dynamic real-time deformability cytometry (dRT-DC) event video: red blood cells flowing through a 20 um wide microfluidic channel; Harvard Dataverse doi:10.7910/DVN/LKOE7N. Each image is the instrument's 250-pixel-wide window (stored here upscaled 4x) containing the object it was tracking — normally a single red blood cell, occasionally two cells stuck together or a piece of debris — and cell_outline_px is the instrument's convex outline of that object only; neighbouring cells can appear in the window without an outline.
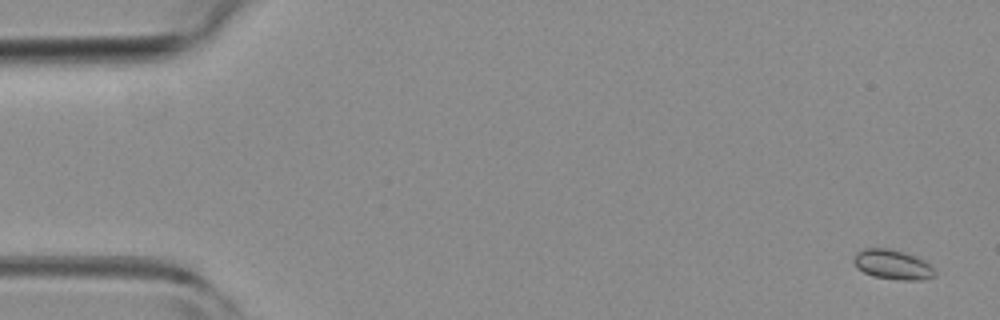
{"species": "common noctule bat (a hibernating species)", "species_latin": "Nyctalus noctula", "temperature_condition": "room temperature", "stored_images_in_passage": 49, "camera_frame_rate_fps": 3000, "um_per_image_px": 0.085, "animal": {"sex": "female", "body_mass_g": 19.3, "forearm_length_mm": 54.1}, "frame": {"image": 1, "passage_image": 2, "time_ms": 0.333, "image_size_px": [1000, 320], "cell_outline_px": [[936, 276], [920, 280], [900, 280], [872, 276], [856, 268], [852, 260], [856, 252], [864, 248], [888, 248], [904, 252], [916, 256], [924, 260], [936, 272]], "centroid_in_image_um": [75.84, 22.48], "position_along_channel_um": 9.2, "area_um2": 14.16}}
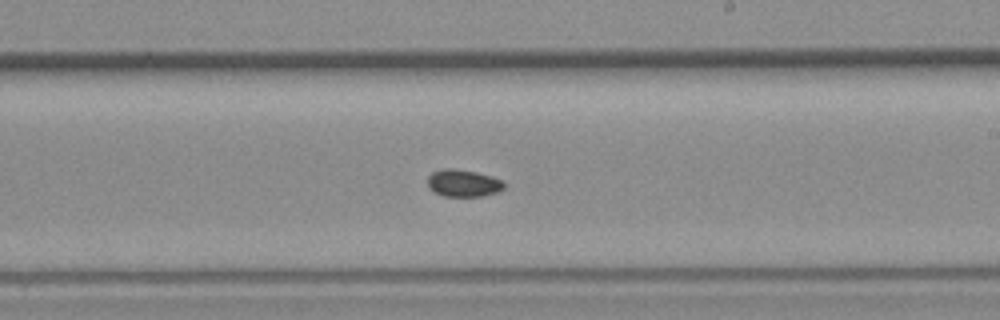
{"frame": {"image": 2, "passage_image": 29, "time_ms": 9.333, "image_size_px": [1000, 320], "cell_outline_px": [[504, 188], [496, 192], [484, 196], [444, 196], [432, 192], [428, 188], [428, 176], [432, 172], [444, 168], [452, 168], [476, 172], [492, 176], [504, 180]], "centroid_in_image_um": [39.36, 15.57], "position_along_channel_um": 249.6, "area_um2": 12.25}}
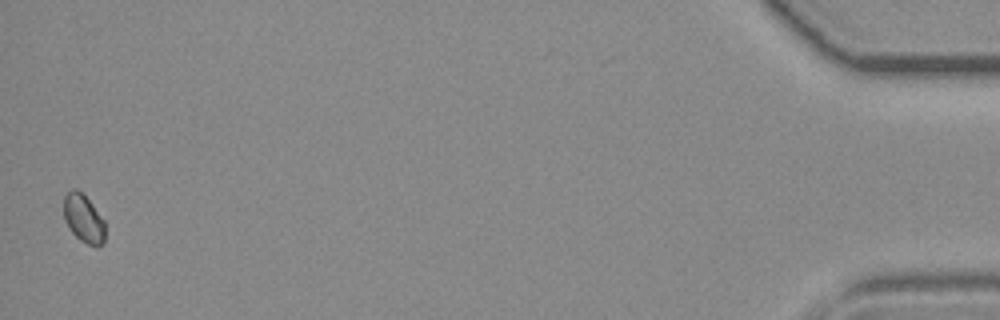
{"frame": {"image": 3, "passage_image": 49, "time_ms": 16.0, "image_size_px": [1000, 320], "cell_outline_px": [[104, 240], [96, 248], [80, 240], [72, 232], [64, 220], [64, 196], [72, 188], [76, 188], [88, 200], [104, 220]], "centroid_in_image_um": [7.08, 18.58], "position_along_channel_um": 428.1, "area_um2": 11.39}}